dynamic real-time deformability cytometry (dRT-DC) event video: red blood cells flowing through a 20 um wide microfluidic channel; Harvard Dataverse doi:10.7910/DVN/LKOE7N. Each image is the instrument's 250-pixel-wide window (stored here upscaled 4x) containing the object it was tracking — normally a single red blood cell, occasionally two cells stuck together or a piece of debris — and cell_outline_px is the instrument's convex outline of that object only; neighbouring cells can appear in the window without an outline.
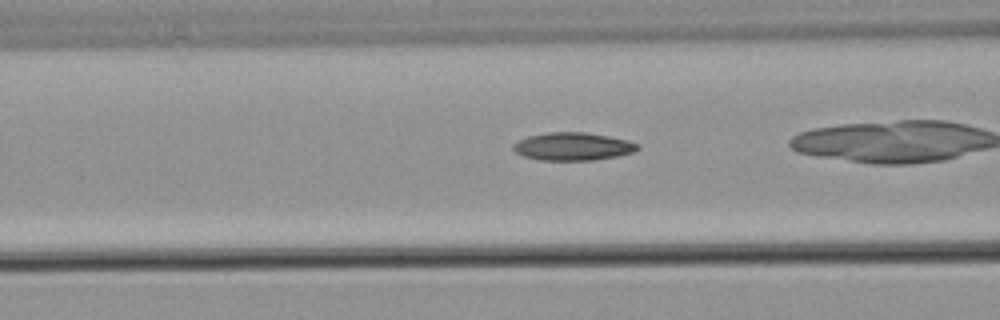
{"species": "common noctule bat (a hibernating species)", "species_latin": "Nyctalus noctula", "temperature_condition": "warm", "stored_images_in_passage": 38, "camera_frame_rate_fps": 3000, "um_per_image_px": 0.085, "animal": {"sex": "male", "body_mass_g": 21.5, "forearm_length_mm": 52.0}, "frame": {"image": 1, "passage_image": 16, "time_ms": 5.0, "image_size_px": [1000, 320], "cell_outline_px": [[640, 148], [632, 152], [616, 156], [596, 160], [540, 160], [524, 156], [516, 152], [512, 148], [512, 144], [528, 136], [548, 132], [584, 132], [608, 136], [628, 140], [640, 144]], "centroid_in_image_um": [48.7, 12.45], "position_along_channel_um": 117.9, "area_um2": 20.17}}